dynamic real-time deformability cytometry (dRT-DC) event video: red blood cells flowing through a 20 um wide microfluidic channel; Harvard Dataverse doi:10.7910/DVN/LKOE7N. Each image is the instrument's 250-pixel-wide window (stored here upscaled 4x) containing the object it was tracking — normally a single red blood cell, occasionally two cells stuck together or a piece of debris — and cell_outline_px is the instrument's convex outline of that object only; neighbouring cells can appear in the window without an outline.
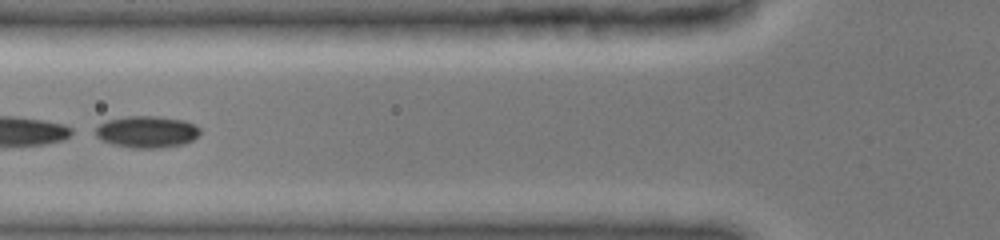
{"species": "common noctule bat (a hibernating species)", "species_latin": "Nyctalus noctula", "temperature_condition": "cold", "stored_images_in_passage": 42, "camera_frame_rate_fps": 3000, "um_per_image_px": 0.085, "animal": {"sex": "female", "body_mass_g": 19.0, "forearm_length_mm": 51.5}, "frame": {"image": 1, "passage_image": 15, "time_ms": 4.667, "image_size_px": [1000, 240], "cell_outline_px": [[200, 132], [192, 140], [184, 144], [160, 148], [132, 148], [112, 144], [100, 140], [96, 136], [96, 128], [100, 124], [108, 120], [124, 116], [160, 116], [184, 120], [196, 124], [200, 128]], "centroid_in_image_um": [12.49, 11.2], "position_along_channel_um": 113.3, "area_um2": 19.54}}
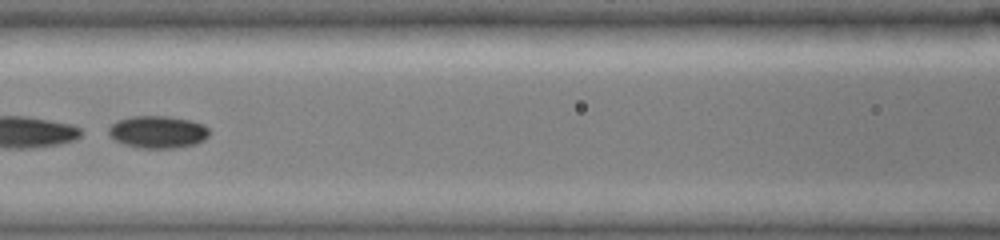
{"frame": {"image": 2, "passage_image": 18, "time_ms": 5.667, "image_size_px": [1000, 240], "cell_outline_px": [[212, 132], [204, 140], [196, 144], [176, 148], [136, 148], [124, 144], [108, 136], [108, 128], [116, 120], [132, 116], [168, 116], [192, 120], [204, 124]], "centroid_in_image_um": [13.43, 11.21], "position_along_channel_um": 153.2, "area_um2": 19.36}}
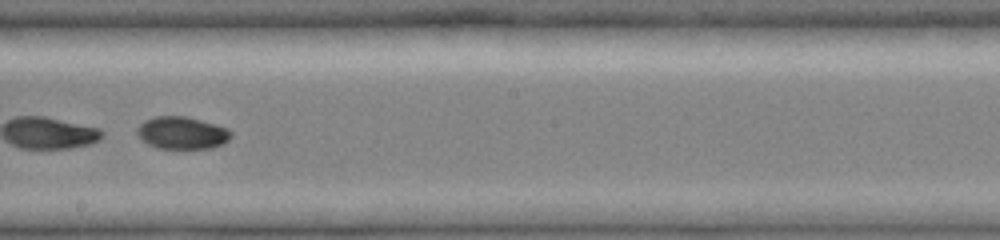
{"frame": {"image": 3, "passage_image": 24, "time_ms": 7.667, "image_size_px": [1000, 240], "cell_outline_px": [[232, 136], [224, 144], [212, 148], [156, 148], [140, 140], [136, 132], [136, 128], [144, 120], [156, 116], [188, 116], [228, 128], [232, 132]], "centroid_in_image_um": [15.46, 11.29], "position_along_channel_um": 232.7, "area_um2": 17.98}, "authors_computed_cell_mechanics": {"area_um2": 19.363, "velocity_mm_per_s": 3.9923, "shape_relaxation_time_tau1_ms": 9.2544, "shape_relaxation_time_tau2_ms": null, "deformation_change_tau1": 0.2087, "deformation_change_tau2": null}}